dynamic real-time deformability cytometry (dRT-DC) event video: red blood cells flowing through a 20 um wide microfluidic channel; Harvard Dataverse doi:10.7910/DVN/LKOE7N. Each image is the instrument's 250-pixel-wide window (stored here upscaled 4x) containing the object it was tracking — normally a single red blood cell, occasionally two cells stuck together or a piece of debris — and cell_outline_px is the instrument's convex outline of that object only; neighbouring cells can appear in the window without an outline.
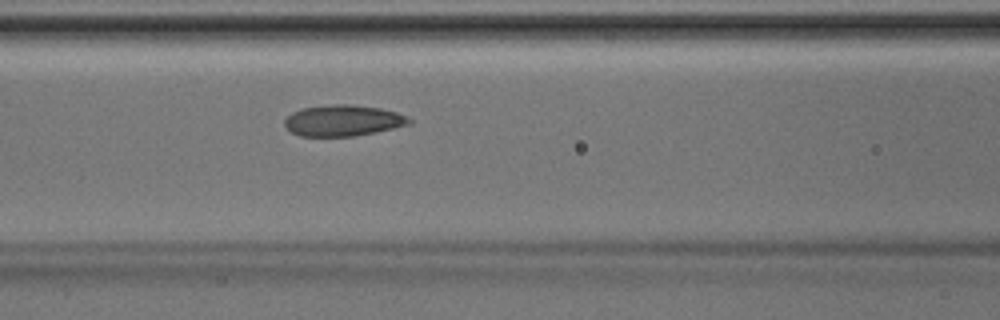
{"species": "Egyptian fruit bat (a non-hibernating species)", "species_latin": "Rousettus aegyptiacus", "temperature_condition": "room temperature", "stored_images_in_passage": 11, "camera_frame_rate_fps": 3000, "um_per_image_px": 0.085, "animal": {"sex": "male"}, "frame": {"image": 1, "passage_image": 7, "time_ms": 2.0, "image_size_px": [1000, 320], "cell_outline_px": [[412, 124], [376, 132], [356, 136], [300, 136], [292, 132], [284, 124], [284, 120], [292, 112], [304, 108], [332, 104], [352, 104], [380, 108], [396, 112], [408, 116], [412, 120]], "centroid_in_image_um": [29.2, 10.24], "position_along_channel_um": 137.4, "area_um2": 22.66}}
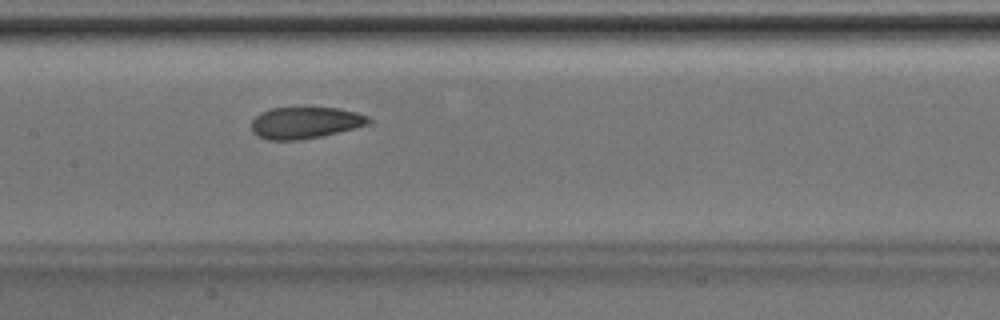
{"frame": {"image": 2, "passage_image": 10, "time_ms": 3.0, "image_size_px": [1000, 320], "cell_outline_px": [[372, 124], [356, 128], [320, 136], [300, 140], [268, 140], [256, 136], [252, 132], [252, 120], [260, 112], [272, 108], [336, 108], [356, 112], [368, 116], [372, 120]], "centroid_in_image_um": [25.95, 10.44], "position_along_channel_um": 181.5, "area_um2": 21.68}}